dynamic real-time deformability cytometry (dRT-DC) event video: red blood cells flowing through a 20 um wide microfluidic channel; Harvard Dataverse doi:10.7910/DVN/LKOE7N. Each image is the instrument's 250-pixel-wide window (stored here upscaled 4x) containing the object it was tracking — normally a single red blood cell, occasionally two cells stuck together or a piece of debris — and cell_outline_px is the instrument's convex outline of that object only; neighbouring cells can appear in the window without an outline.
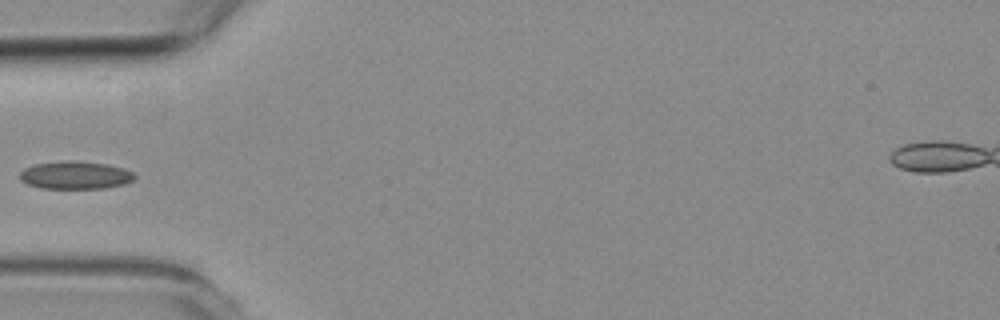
{"species": "common noctule bat (a hibernating species)", "species_latin": "Nyctalus noctula", "temperature_condition": "room temperature", "stored_images_in_passage": 5, "camera_frame_rate_fps": 3000, "um_per_image_px": 0.085, "animal": {"sex": "female", "body_mass_g": 19.3, "forearm_length_mm": 54.1}, "frame": {"image": 1, "passage_image": 5, "time_ms": 4.667, "image_size_px": [1000, 320], "cell_outline_px": [[136, 176], [132, 180], [124, 184], [104, 188], [40, 188], [28, 184], [20, 180], [20, 172], [24, 168], [36, 164], [68, 160], [76, 160], [108, 164], [124, 168], [132, 172]], "centroid_in_image_um": [6.4, 14.88], "position_along_channel_um": 78.6, "area_um2": 18.61}}